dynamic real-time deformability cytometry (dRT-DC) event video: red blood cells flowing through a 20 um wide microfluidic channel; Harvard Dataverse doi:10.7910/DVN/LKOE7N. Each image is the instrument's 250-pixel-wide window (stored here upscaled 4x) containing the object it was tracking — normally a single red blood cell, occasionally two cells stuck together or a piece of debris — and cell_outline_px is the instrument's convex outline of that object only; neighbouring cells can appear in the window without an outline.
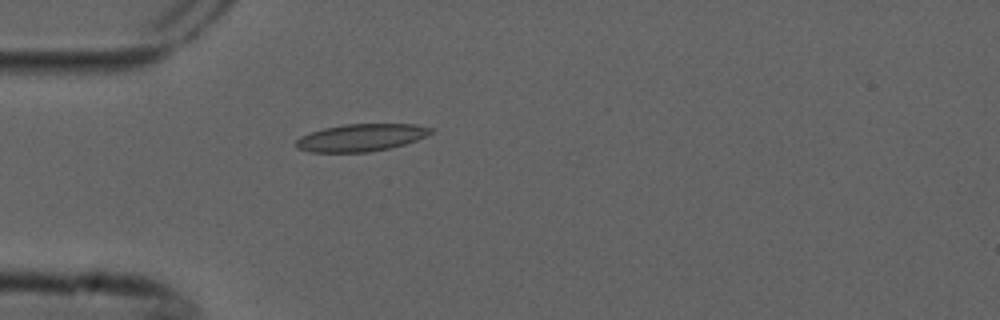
{"species": "common noctule bat (a hibernating species)", "species_latin": "Nyctalus noctula", "temperature_condition": "cold", "stored_images_in_passage": 4, "camera_frame_rate_fps": 3000, "um_per_image_px": 0.085, "animal": {"sex": "male", "forearm_length_mm": 52.5}, "frame": {"image": 1, "passage_image": 4, "time_ms": 1.0, "image_size_px": [1000, 320], "cell_outline_px": [[436, 132], [416, 140], [404, 144], [388, 148], [368, 152], [308, 152], [296, 148], [292, 144], [300, 136], [324, 128], [344, 124], [416, 124], [432, 128]], "centroid_in_image_um": [30.67, 11.69], "position_along_channel_um": 54.3, "area_um2": 21.62}}